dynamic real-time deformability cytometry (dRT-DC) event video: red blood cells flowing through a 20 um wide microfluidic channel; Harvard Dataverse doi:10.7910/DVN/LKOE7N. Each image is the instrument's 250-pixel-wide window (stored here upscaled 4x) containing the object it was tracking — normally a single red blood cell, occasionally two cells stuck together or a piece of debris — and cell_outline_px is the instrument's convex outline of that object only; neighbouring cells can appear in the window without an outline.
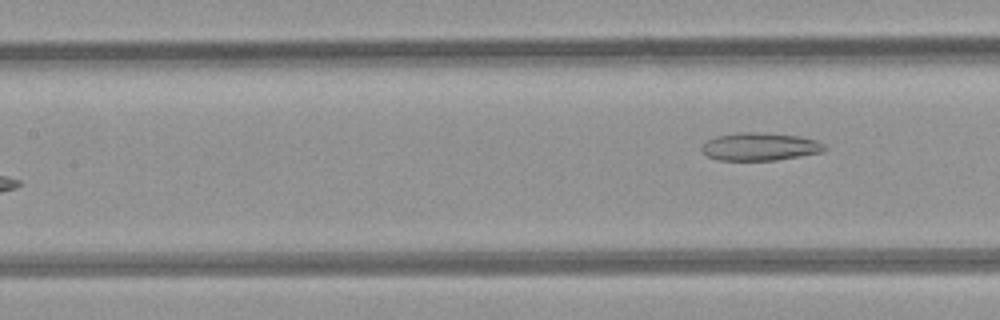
{"species": "common noctule bat (a hibernating species)", "species_latin": "Nyctalus noctula", "temperature_condition": "room temperature", "stored_images_in_passage": 6, "segment_of_instrument_passage": [2, 2], "camera_frame_rate_fps": 3000, "um_per_image_px": 0.085, "animal": {"sex": "female", "body_mass_g": 21.9}, "frame": {"image": 1, "passage_image": 6, "time_ms": 6.667, "image_size_px": [1000, 320], "cell_outline_px": [[828, 148], [824, 152], [776, 160], [720, 160], [708, 156], [700, 148], [708, 140], [716, 136], [736, 132], [756, 132], [800, 136], [816, 140], [824, 144]], "centroid_in_image_um": [64.63, 12.46], "position_along_channel_um": 142.8, "area_um2": 19.94}}